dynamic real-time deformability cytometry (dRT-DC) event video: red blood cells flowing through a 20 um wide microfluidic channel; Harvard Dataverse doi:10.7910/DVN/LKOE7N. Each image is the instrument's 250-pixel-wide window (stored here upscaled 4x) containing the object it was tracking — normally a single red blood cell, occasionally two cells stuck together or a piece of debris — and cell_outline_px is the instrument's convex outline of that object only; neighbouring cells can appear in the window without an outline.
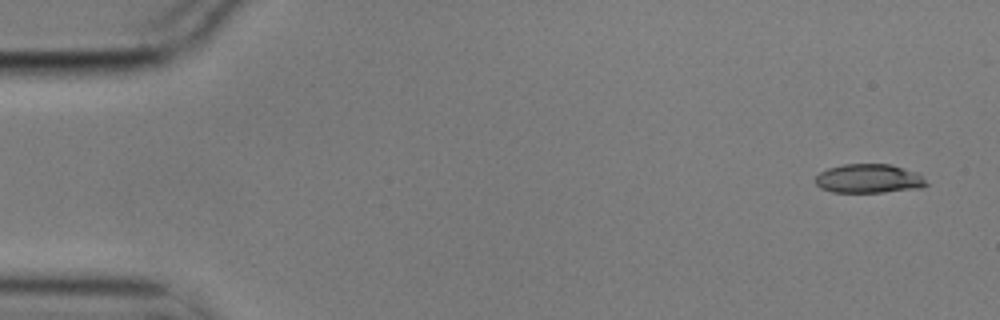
{"species": "common noctule bat (a hibernating species)", "species_latin": "Nyctalus noctula", "temperature_condition": "cold", "stored_images_in_passage": 7, "camera_frame_rate_fps": 3000, "um_per_image_px": 0.085, "animal": {"sex": "male", "body_mass_g": 17.9}, "frame": {"image": 1, "passage_image": 1, "time_ms": 0.0, "image_size_px": [1000, 320], "cell_outline_px": [[928, 184], [920, 188], [884, 192], [832, 192], [820, 188], [816, 184], [816, 176], [820, 172], [828, 168], [844, 164], [892, 164], [916, 172], [924, 176]], "centroid_in_image_um": [73.87, 15.18], "position_along_channel_um": 11.1, "area_um2": 18.84}}
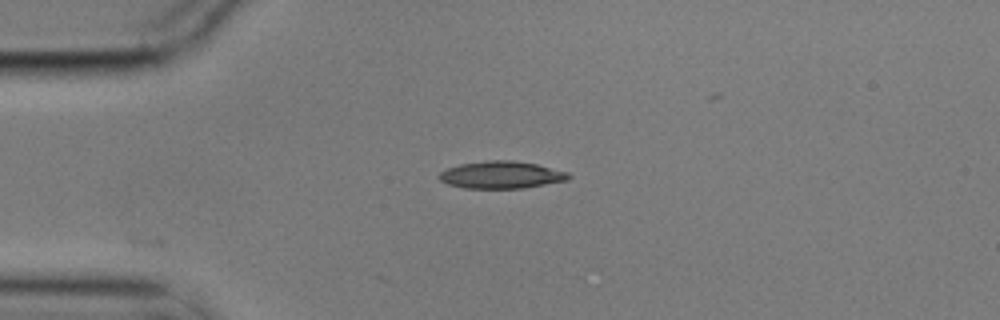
{"frame": {"image": 2, "passage_image": 4, "time_ms": 1.0, "image_size_px": [1000, 320], "cell_outline_px": [[572, 176], [568, 180], [524, 188], [464, 188], [448, 184], [440, 180], [436, 176], [440, 172], [448, 168], [460, 164], [488, 160], [512, 160], [536, 164], [568, 172]], "centroid_in_image_um": [42.61, 14.86], "position_along_channel_um": 42.4, "area_um2": 20.58}}
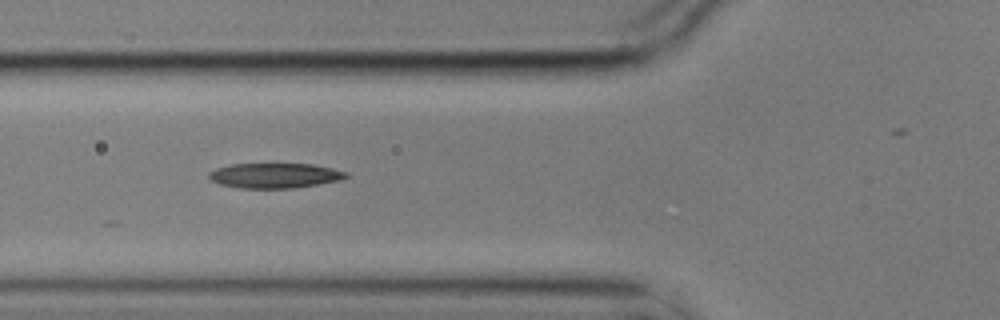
{"frame": {"image": 3, "passage_image": 6, "time_ms": 1.667, "image_size_px": [1000, 320], "cell_outline_px": [[348, 176], [340, 180], [292, 188], [240, 188], [220, 184], [212, 180], [208, 176], [208, 172], [216, 168], [232, 164], [312, 164], [332, 168], [348, 172]], "centroid_in_image_um": [23.34, 14.92], "position_along_channel_um": 102.5, "area_um2": 19.83}}